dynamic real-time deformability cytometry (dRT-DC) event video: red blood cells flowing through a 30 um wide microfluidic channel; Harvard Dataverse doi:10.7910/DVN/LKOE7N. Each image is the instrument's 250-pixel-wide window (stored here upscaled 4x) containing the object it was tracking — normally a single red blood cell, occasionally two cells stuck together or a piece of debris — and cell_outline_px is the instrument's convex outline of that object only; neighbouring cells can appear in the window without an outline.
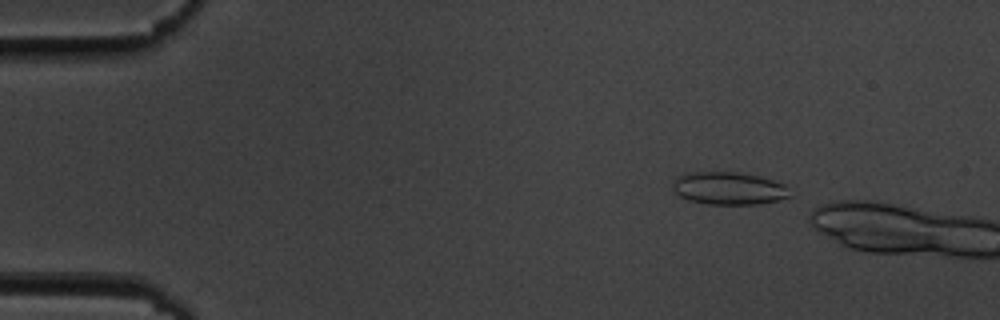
{"species": "common noctule bat (a hibernating species)", "species_latin": "Nyctalus noctula", "temperature_condition": "cold", "stored_images_in_passage": 5, "camera_frame_rate_fps": 3000, "um_per_image_px": 0.085, "animal": {"sex": "male", "body_mass_g": 19.5, "forearm_length_mm": 54.6}, "frame": {"image": 1, "passage_image": 2, "time_ms": 0.333, "image_size_px": [1000, 320], "cell_outline_px": [[792, 196], [760, 204], [708, 204], [688, 200], [680, 196], [672, 188], [672, 184], [676, 176], [684, 172], [736, 172], [760, 176], [784, 184]], "centroid_in_image_um": [61.9, 16.0], "position_along_channel_um": 23.1, "area_um2": 22.37}}